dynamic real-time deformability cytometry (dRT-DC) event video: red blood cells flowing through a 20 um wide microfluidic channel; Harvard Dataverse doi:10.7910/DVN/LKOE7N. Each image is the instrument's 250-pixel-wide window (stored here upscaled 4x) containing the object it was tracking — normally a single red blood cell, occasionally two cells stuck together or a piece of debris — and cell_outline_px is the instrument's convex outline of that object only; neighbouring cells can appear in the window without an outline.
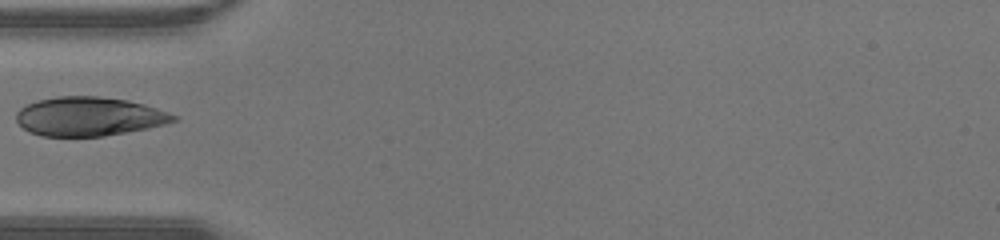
{"species": "human", "species_latin": "Homo sapiens", "temperature_condition": "warm", "stored_images_in_passage": 29, "camera_frame_rate_fps": 3000, "um_per_image_px": 0.085, "donor": {"sex": "male"}, "frame": {"image": 1, "passage_image": 1, "time_ms": 0.0, "image_size_px": [1000, 240], "cell_outline_px": [[180, 120], [148, 128], [104, 136], [40, 136], [28, 132], [16, 120], [16, 112], [20, 108], [36, 100], [60, 96], [100, 96], [128, 100], [144, 104], [180, 116]], "centroid_in_image_um": [7.58, 9.9], "position_along_channel_um": 77.4, "area_um2": 35.89}}
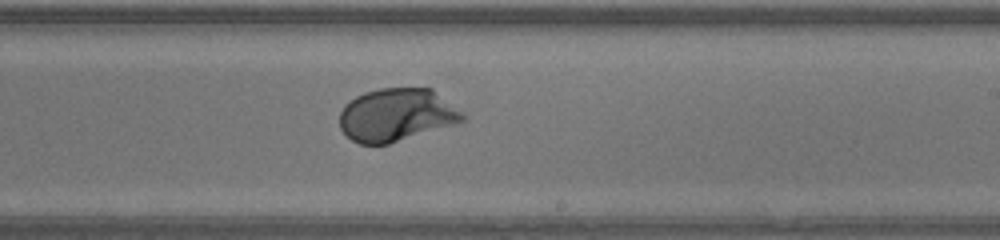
{"frame": {"image": 2, "passage_image": 12, "time_ms": 3.667, "image_size_px": [1000, 240], "cell_outline_px": [[464, 120], [456, 124], [388, 144], [360, 144], [352, 140], [340, 128], [340, 112], [344, 104], [356, 96], [364, 92], [380, 88], [432, 88], [460, 112], [464, 116]], "centroid_in_image_um": [33.66, 9.77], "position_along_channel_um": 255.3, "area_um2": 37.63}}
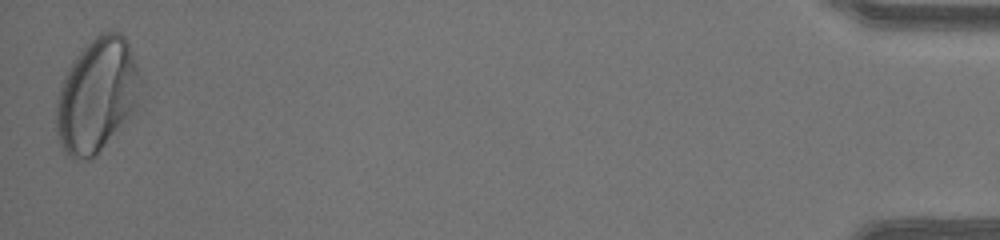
{"frame": {"image": 3, "passage_image": 29, "time_ms": 9.333, "image_size_px": [1000, 240], "cell_outline_px": [[144, 80], [136, 100], [132, 108], [96, 156], [88, 160], [84, 160], [68, 156], [64, 152], [60, 144], [56, 132], [56, 104], [60, 88], [76, 56], [100, 32], [120, 32], [128, 40]], "centroid_in_image_um": [8.24, 8.07], "position_along_channel_um": 427.0, "area_um2": 54.91}}